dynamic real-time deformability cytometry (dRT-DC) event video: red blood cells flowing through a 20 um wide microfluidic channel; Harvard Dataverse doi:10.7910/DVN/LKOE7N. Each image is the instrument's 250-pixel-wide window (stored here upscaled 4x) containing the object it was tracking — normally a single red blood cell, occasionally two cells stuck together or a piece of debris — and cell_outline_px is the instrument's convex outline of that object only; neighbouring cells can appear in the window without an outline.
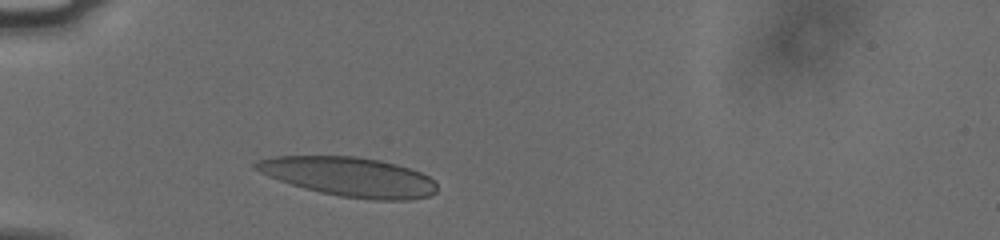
{"species": "human", "species_latin": "Homo sapiens", "temperature_condition": "cold", "stored_images_in_passage": 13, "camera_frame_rate_fps": 3000, "um_per_image_px": 0.085, "donor": {"sex": "male"}, "frame": {"image": 1, "passage_image": 1, "time_ms": 0.0, "image_size_px": [1000, 240], "cell_outline_px": [[436, 192], [428, 196], [412, 200], [372, 200], [340, 196], [320, 192], [304, 188], [268, 176], [260, 172], [252, 164], [256, 160], [272, 156], [356, 156], [380, 160], [396, 164], [420, 172], [428, 176], [436, 184]], "centroid_in_image_um": [29.68, 15.02], "position_along_channel_um": 55.3, "area_um2": 41.44}}
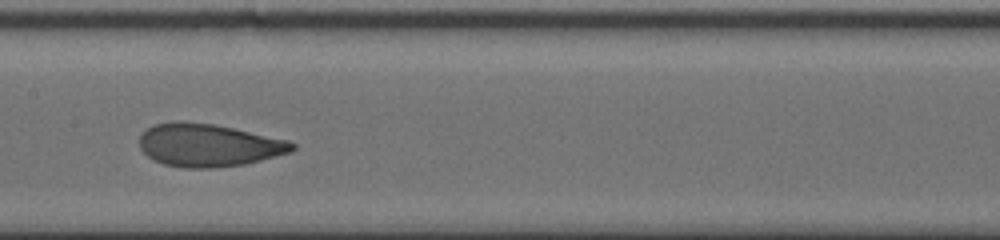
{"frame": {"image": 2, "passage_image": 7, "time_ms": 2.0, "image_size_px": [1000, 240], "cell_outline_px": [[296, 148], [292, 152], [244, 164], [216, 168], [184, 168], [164, 164], [152, 160], [140, 148], [140, 136], [148, 128], [156, 124], [172, 120], [180, 120], [216, 124], [288, 140], [296, 144]], "centroid_in_image_um": [17.72, 12.33], "position_along_channel_um": 189.7, "area_um2": 38.38}}
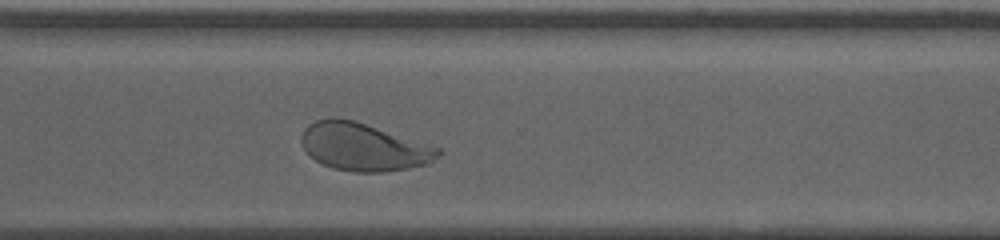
{"frame": {"image": 3, "passage_image": 13, "time_ms": 4.0, "image_size_px": [1000, 240], "cell_outline_px": [[444, 152], [432, 160], [424, 164], [408, 168], [384, 172], [356, 172], [332, 168], [316, 160], [304, 148], [300, 140], [300, 136], [304, 128], [308, 124], [316, 120], [332, 116], [336, 116], [356, 120], [440, 148]], "centroid_in_image_um": [30.87, 12.46], "position_along_channel_um": 339.7, "area_um2": 38.09}}